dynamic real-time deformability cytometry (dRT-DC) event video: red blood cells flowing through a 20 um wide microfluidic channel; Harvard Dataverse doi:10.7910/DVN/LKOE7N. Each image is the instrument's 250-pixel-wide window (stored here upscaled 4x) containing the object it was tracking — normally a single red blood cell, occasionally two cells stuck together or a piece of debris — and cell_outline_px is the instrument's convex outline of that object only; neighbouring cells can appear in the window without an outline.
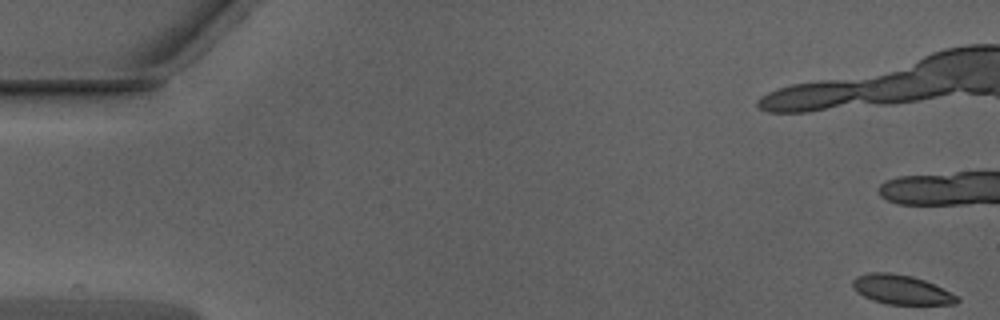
{"species": "Egyptian fruit bat (a non-hibernating species)", "species_latin": "Rousettus aegyptiacus", "temperature_condition": "warm", "stored_images_in_passage": 15, "camera_frame_rate_fps": 3000, "um_per_image_px": 0.085, "animal": {"sex": "male"}, "frame": {"image": 1, "passage_image": 1, "time_ms": 0.0, "image_size_px": [1000, 320], "cell_outline_px": [[960, 300], [956, 304], [888, 304], [872, 300], [856, 292], [852, 288], [852, 280], [856, 276], [872, 272], [888, 272], [912, 276], [924, 280], [956, 296]], "centroid_in_image_um": [76.54, 24.62], "position_along_channel_um": 8.5, "area_um2": 17.63}}